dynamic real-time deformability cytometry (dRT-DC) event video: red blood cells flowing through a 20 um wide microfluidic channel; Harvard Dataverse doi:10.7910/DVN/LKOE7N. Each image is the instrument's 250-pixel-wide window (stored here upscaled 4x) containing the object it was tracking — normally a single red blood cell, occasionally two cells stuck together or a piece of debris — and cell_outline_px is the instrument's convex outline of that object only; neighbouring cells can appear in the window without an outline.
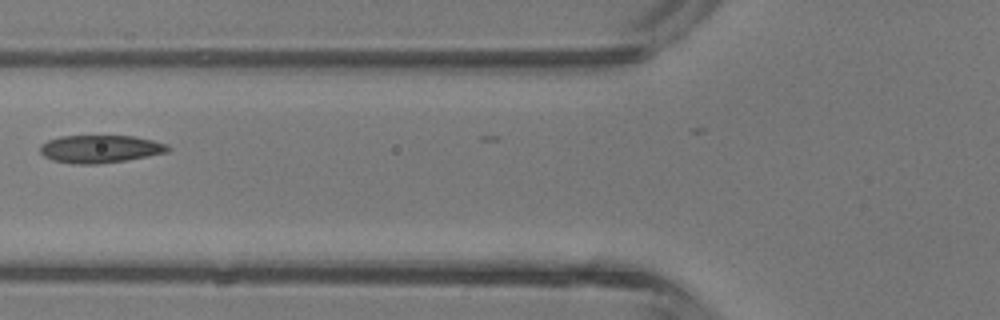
{"species": "common noctule bat (a hibernating species)", "species_latin": "Nyctalus noctula", "temperature_condition": "room temperature", "stored_images_in_passage": 3, "camera_frame_rate_fps": 3000, "um_per_image_px": 0.085, "animal": {"sex": "male", "body_mass_g": 13.3}, "frame": {"image": 1, "passage_image": 3, "time_ms": 2.0, "image_size_px": [1000, 320], "cell_outline_px": [[172, 148], [168, 152], [128, 160], [96, 164], [72, 164], [52, 160], [44, 156], [40, 152], [40, 144], [48, 140], [60, 136], [136, 136], [168, 144]], "centroid_in_image_um": [8.53, 12.66], "position_along_channel_um": 117.3, "area_um2": 20.87}}